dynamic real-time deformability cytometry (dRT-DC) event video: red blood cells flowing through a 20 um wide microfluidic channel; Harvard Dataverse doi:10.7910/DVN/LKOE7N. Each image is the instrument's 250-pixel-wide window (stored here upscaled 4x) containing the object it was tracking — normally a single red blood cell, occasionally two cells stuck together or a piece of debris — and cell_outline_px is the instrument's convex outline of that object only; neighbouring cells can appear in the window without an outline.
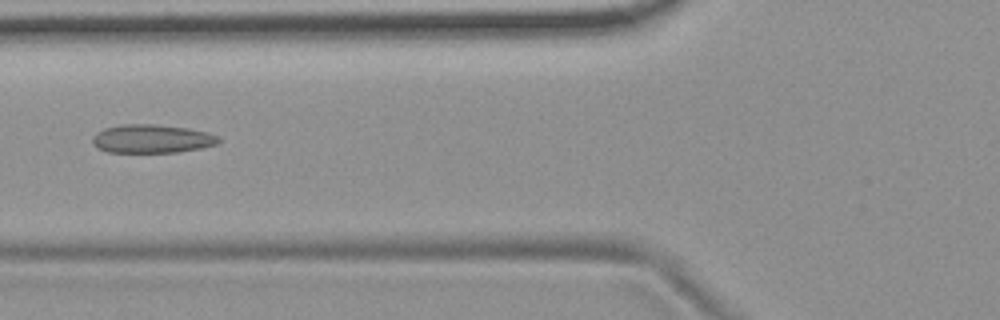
{"species": "common noctule bat (a hibernating species)", "species_latin": "Nyctalus noctula", "temperature_condition": "room temperature", "stored_images_in_passage": 9, "camera_frame_rate_fps": 3000, "um_per_image_px": 0.085, "animal": {"sex": "female", "body_mass_g": 19.9}, "frame": {"image": 1, "passage_image": 6, "time_ms": 6.667, "image_size_px": [1000, 320], "cell_outline_px": [[220, 144], [200, 148], [176, 152], [108, 152], [96, 148], [92, 144], [92, 136], [96, 132], [104, 128], [120, 124], [152, 124], [188, 128], [208, 132], [220, 136]], "centroid_in_image_um": [12.9, 11.79], "position_along_channel_um": 112.9, "area_um2": 21.21}}
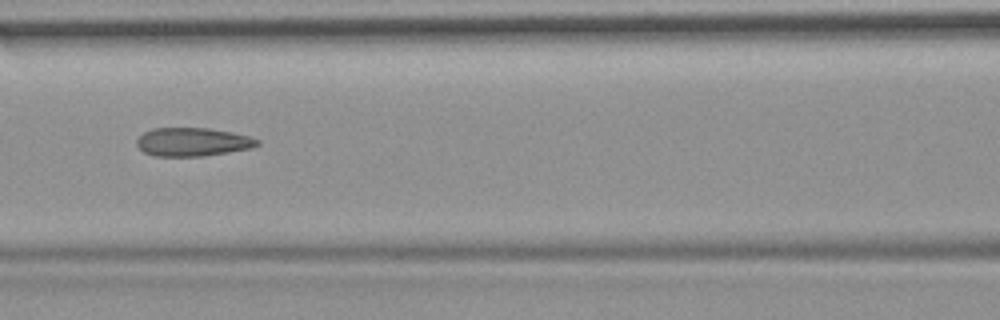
{"frame": {"image": 2, "passage_image": 7, "time_ms": 7.667, "image_size_px": [1000, 320], "cell_outline_px": [[260, 144], [252, 148], [204, 156], [152, 156], [144, 152], [136, 144], [136, 140], [144, 132], [152, 128], [208, 128], [232, 132], [248, 136], [260, 140]], "centroid_in_image_um": [16.37, 12.06], "position_along_channel_um": 150.2, "area_um2": 20.06}}